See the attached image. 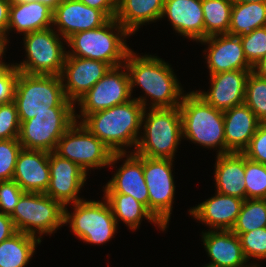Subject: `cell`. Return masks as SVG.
Segmentation results:
<instances>
[{"label": "cell", "instance_id": "obj_49", "mask_svg": "<svg viewBox=\"0 0 266 267\" xmlns=\"http://www.w3.org/2000/svg\"><path fill=\"white\" fill-rule=\"evenodd\" d=\"M10 4L26 3L34 0H8Z\"/></svg>", "mask_w": 266, "mask_h": 267}, {"label": "cell", "instance_id": "obj_50", "mask_svg": "<svg viewBox=\"0 0 266 267\" xmlns=\"http://www.w3.org/2000/svg\"><path fill=\"white\" fill-rule=\"evenodd\" d=\"M203 267H215V266L206 264V265H204Z\"/></svg>", "mask_w": 266, "mask_h": 267}, {"label": "cell", "instance_id": "obj_4", "mask_svg": "<svg viewBox=\"0 0 266 267\" xmlns=\"http://www.w3.org/2000/svg\"><path fill=\"white\" fill-rule=\"evenodd\" d=\"M141 128L143 132L132 152L149 158L175 159L183 139L179 107L144 109Z\"/></svg>", "mask_w": 266, "mask_h": 267}, {"label": "cell", "instance_id": "obj_21", "mask_svg": "<svg viewBox=\"0 0 266 267\" xmlns=\"http://www.w3.org/2000/svg\"><path fill=\"white\" fill-rule=\"evenodd\" d=\"M215 196L190 208L189 215L209 230H231L240 213L243 199L215 192Z\"/></svg>", "mask_w": 266, "mask_h": 267}, {"label": "cell", "instance_id": "obj_29", "mask_svg": "<svg viewBox=\"0 0 266 267\" xmlns=\"http://www.w3.org/2000/svg\"><path fill=\"white\" fill-rule=\"evenodd\" d=\"M41 244L38 237L17 231L0 243V267H25Z\"/></svg>", "mask_w": 266, "mask_h": 267}, {"label": "cell", "instance_id": "obj_38", "mask_svg": "<svg viewBox=\"0 0 266 267\" xmlns=\"http://www.w3.org/2000/svg\"><path fill=\"white\" fill-rule=\"evenodd\" d=\"M20 121L14 101L0 104V140L18 138Z\"/></svg>", "mask_w": 266, "mask_h": 267}, {"label": "cell", "instance_id": "obj_31", "mask_svg": "<svg viewBox=\"0 0 266 267\" xmlns=\"http://www.w3.org/2000/svg\"><path fill=\"white\" fill-rule=\"evenodd\" d=\"M232 7V0H202L205 38L228 34Z\"/></svg>", "mask_w": 266, "mask_h": 267}, {"label": "cell", "instance_id": "obj_18", "mask_svg": "<svg viewBox=\"0 0 266 267\" xmlns=\"http://www.w3.org/2000/svg\"><path fill=\"white\" fill-rule=\"evenodd\" d=\"M252 70H232L210 75V91L196 93L215 109L225 111L244 103L246 81Z\"/></svg>", "mask_w": 266, "mask_h": 267}, {"label": "cell", "instance_id": "obj_3", "mask_svg": "<svg viewBox=\"0 0 266 267\" xmlns=\"http://www.w3.org/2000/svg\"><path fill=\"white\" fill-rule=\"evenodd\" d=\"M116 31V32H115ZM131 34L115 19H110L101 27L78 32L66 39V56L99 60L108 63L112 68L124 65L131 50L126 38Z\"/></svg>", "mask_w": 266, "mask_h": 267}, {"label": "cell", "instance_id": "obj_39", "mask_svg": "<svg viewBox=\"0 0 266 267\" xmlns=\"http://www.w3.org/2000/svg\"><path fill=\"white\" fill-rule=\"evenodd\" d=\"M18 72L14 64L0 62V104L14 101Z\"/></svg>", "mask_w": 266, "mask_h": 267}, {"label": "cell", "instance_id": "obj_5", "mask_svg": "<svg viewBox=\"0 0 266 267\" xmlns=\"http://www.w3.org/2000/svg\"><path fill=\"white\" fill-rule=\"evenodd\" d=\"M182 138L226 154L223 111L208 104L196 91L185 93L179 105ZM218 148V149H217Z\"/></svg>", "mask_w": 266, "mask_h": 267}, {"label": "cell", "instance_id": "obj_45", "mask_svg": "<svg viewBox=\"0 0 266 267\" xmlns=\"http://www.w3.org/2000/svg\"><path fill=\"white\" fill-rule=\"evenodd\" d=\"M252 72L259 77L266 79V55L252 66Z\"/></svg>", "mask_w": 266, "mask_h": 267}, {"label": "cell", "instance_id": "obj_16", "mask_svg": "<svg viewBox=\"0 0 266 267\" xmlns=\"http://www.w3.org/2000/svg\"><path fill=\"white\" fill-rule=\"evenodd\" d=\"M199 43L208 44V48L203 52L209 75L232 70H252V66L245 58L239 36L217 34L208 36Z\"/></svg>", "mask_w": 266, "mask_h": 267}, {"label": "cell", "instance_id": "obj_48", "mask_svg": "<svg viewBox=\"0 0 266 267\" xmlns=\"http://www.w3.org/2000/svg\"><path fill=\"white\" fill-rule=\"evenodd\" d=\"M233 3L266 2V0H232Z\"/></svg>", "mask_w": 266, "mask_h": 267}, {"label": "cell", "instance_id": "obj_34", "mask_svg": "<svg viewBox=\"0 0 266 267\" xmlns=\"http://www.w3.org/2000/svg\"><path fill=\"white\" fill-rule=\"evenodd\" d=\"M246 199H266V165L245 156Z\"/></svg>", "mask_w": 266, "mask_h": 267}, {"label": "cell", "instance_id": "obj_13", "mask_svg": "<svg viewBox=\"0 0 266 267\" xmlns=\"http://www.w3.org/2000/svg\"><path fill=\"white\" fill-rule=\"evenodd\" d=\"M132 98L125 65L113 67L75 103L81 108V115L75 113L76 121L81 122L89 114L123 104Z\"/></svg>", "mask_w": 266, "mask_h": 267}, {"label": "cell", "instance_id": "obj_42", "mask_svg": "<svg viewBox=\"0 0 266 267\" xmlns=\"http://www.w3.org/2000/svg\"><path fill=\"white\" fill-rule=\"evenodd\" d=\"M85 5L101 10L109 19L116 17L118 0H79Z\"/></svg>", "mask_w": 266, "mask_h": 267}, {"label": "cell", "instance_id": "obj_11", "mask_svg": "<svg viewBox=\"0 0 266 267\" xmlns=\"http://www.w3.org/2000/svg\"><path fill=\"white\" fill-rule=\"evenodd\" d=\"M75 107H52L20 123L18 141L22 148L55 151L59 139L76 122Z\"/></svg>", "mask_w": 266, "mask_h": 267}, {"label": "cell", "instance_id": "obj_2", "mask_svg": "<svg viewBox=\"0 0 266 267\" xmlns=\"http://www.w3.org/2000/svg\"><path fill=\"white\" fill-rule=\"evenodd\" d=\"M144 107L134 98L87 115L81 123L114 153H131L141 133ZM140 131V132H139ZM126 147V149H125Z\"/></svg>", "mask_w": 266, "mask_h": 267}, {"label": "cell", "instance_id": "obj_12", "mask_svg": "<svg viewBox=\"0 0 266 267\" xmlns=\"http://www.w3.org/2000/svg\"><path fill=\"white\" fill-rule=\"evenodd\" d=\"M173 161L143 156V174L149 194L148 210L166 229L175 199Z\"/></svg>", "mask_w": 266, "mask_h": 267}, {"label": "cell", "instance_id": "obj_19", "mask_svg": "<svg viewBox=\"0 0 266 267\" xmlns=\"http://www.w3.org/2000/svg\"><path fill=\"white\" fill-rule=\"evenodd\" d=\"M202 242L211 260L208 265L215 267H261V264L247 263L241 241L231 230H208L203 232Z\"/></svg>", "mask_w": 266, "mask_h": 267}, {"label": "cell", "instance_id": "obj_17", "mask_svg": "<svg viewBox=\"0 0 266 267\" xmlns=\"http://www.w3.org/2000/svg\"><path fill=\"white\" fill-rule=\"evenodd\" d=\"M110 19L96 8L79 0H63L53 11V28L67 39L78 32L92 30L106 24Z\"/></svg>", "mask_w": 266, "mask_h": 267}, {"label": "cell", "instance_id": "obj_15", "mask_svg": "<svg viewBox=\"0 0 266 267\" xmlns=\"http://www.w3.org/2000/svg\"><path fill=\"white\" fill-rule=\"evenodd\" d=\"M111 68L108 63L103 61L66 56L60 74L66 98L75 104Z\"/></svg>", "mask_w": 266, "mask_h": 267}, {"label": "cell", "instance_id": "obj_7", "mask_svg": "<svg viewBox=\"0 0 266 267\" xmlns=\"http://www.w3.org/2000/svg\"><path fill=\"white\" fill-rule=\"evenodd\" d=\"M60 157L77 164L86 173L90 169L115 167L125 153H114L81 122L76 121L59 139L54 151Z\"/></svg>", "mask_w": 266, "mask_h": 267}, {"label": "cell", "instance_id": "obj_26", "mask_svg": "<svg viewBox=\"0 0 266 267\" xmlns=\"http://www.w3.org/2000/svg\"><path fill=\"white\" fill-rule=\"evenodd\" d=\"M53 11L39 1L11 4L9 14V24L7 29V45L9 43L8 34L11 31L22 35L53 27Z\"/></svg>", "mask_w": 266, "mask_h": 267}, {"label": "cell", "instance_id": "obj_10", "mask_svg": "<svg viewBox=\"0 0 266 267\" xmlns=\"http://www.w3.org/2000/svg\"><path fill=\"white\" fill-rule=\"evenodd\" d=\"M26 59L14 66L27 74L60 76L67 55L64 39L53 27L23 35ZM64 41V43H63Z\"/></svg>", "mask_w": 266, "mask_h": 267}, {"label": "cell", "instance_id": "obj_1", "mask_svg": "<svg viewBox=\"0 0 266 267\" xmlns=\"http://www.w3.org/2000/svg\"><path fill=\"white\" fill-rule=\"evenodd\" d=\"M124 65L129 74L131 95L136 86L144 91V96L134 99L145 109L148 98L151 103L148 108L179 107L185 93L169 63L154 55L139 56L131 49Z\"/></svg>", "mask_w": 266, "mask_h": 267}, {"label": "cell", "instance_id": "obj_8", "mask_svg": "<svg viewBox=\"0 0 266 267\" xmlns=\"http://www.w3.org/2000/svg\"><path fill=\"white\" fill-rule=\"evenodd\" d=\"M10 218L17 231L40 240L42 235L50 236L65 226L64 206L45 193L24 192Z\"/></svg>", "mask_w": 266, "mask_h": 267}, {"label": "cell", "instance_id": "obj_22", "mask_svg": "<svg viewBox=\"0 0 266 267\" xmlns=\"http://www.w3.org/2000/svg\"><path fill=\"white\" fill-rule=\"evenodd\" d=\"M164 16L183 37L196 42L205 39L202 0H164Z\"/></svg>", "mask_w": 266, "mask_h": 267}, {"label": "cell", "instance_id": "obj_20", "mask_svg": "<svg viewBox=\"0 0 266 267\" xmlns=\"http://www.w3.org/2000/svg\"><path fill=\"white\" fill-rule=\"evenodd\" d=\"M13 180L24 192L45 193L50 181L49 152L22 148Z\"/></svg>", "mask_w": 266, "mask_h": 267}, {"label": "cell", "instance_id": "obj_24", "mask_svg": "<svg viewBox=\"0 0 266 267\" xmlns=\"http://www.w3.org/2000/svg\"><path fill=\"white\" fill-rule=\"evenodd\" d=\"M226 154L242 153L262 123L245 104L223 111Z\"/></svg>", "mask_w": 266, "mask_h": 267}, {"label": "cell", "instance_id": "obj_37", "mask_svg": "<svg viewBox=\"0 0 266 267\" xmlns=\"http://www.w3.org/2000/svg\"><path fill=\"white\" fill-rule=\"evenodd\" d=\"M245 58L254 66L266 55V26L255 29L251 34L239 36Z\"/></svg>", "mask_w": 266, "mask_h": 267}, {"label": "cell", "instance_id": "obj_27", "mask_svg": "<svg viewBox=\"0 0 266 267\" xmlns=\"http://www.w3.org/2000/svg\"><path fill=\"white\" fill-rule=\"evenodd\" d=\"M163 8L164 0H118L115 19L134 35L140 26L162 19Z\"/></svg>", "mask_w": 266, "mask_h": 267}, {"label": "cell", "instance_id": "obj_33", "mask_svg": "<svg viewBox=\"0 0 266 267\" xmlns=\"http://www.w3.org/2000/svg\"><path fill=\"white\" fill-rule=\"evenodd\" d=\"M244 103L262 123H266V79L252 71L247 77Z\"/></svg>", "mask_w": 266, "mask_h": 267}, {"label": "cell", "instance_id": "obj_23", "mask_svg": "<svg viewBox=\"0 0 266 267\" xmlns=\"http://www.w3.org/2000/svg\"><path fill=\"white\" fill-rule=\"evenodd\" d=\"M125 157L124 163L103 186V192L131 195L148 208L149 194L143 174V156L131 152L125 153Z\"/></svg>", "mask_w": 266, "mask_h": 267}, {"label": "cell", "instance_id": "obj_44", "mask_svg": "<svg viewBox=\"0 0 266 267\" xmlns=\"http://www.w3.org/2000/svg\"><path fill=\"white\" fill-rule=\"evenodd\" d=\"M16 232L17 230L10 216L0 212V243L10 238Z\"/></svg>", "mask_w": 266, "mask_h": 267}, {"label": "cell", "instance_id": "obj_47", "mask_svg": "<svg viewBox=\"0 0 266 267\" xmlns=\"http://www.w3.org/2000/svg\"><path fill=\"white\" fill-rule=\"evenodd\" d=\"M6 48L7 47L3 44V41L0 38V62L2 61L3 56L5 55V52L7 51Z\"/></svg>", "mask_w": 266, "mask_h": 267}, {"label": "cell", "instance_id": "obj_25", "mask_svg": "<svg viewBox=\"0 0 266 267\" xmlns=\"http://www.w3.org/2000/svg\"><path fill=\"white\" fill-rule=\"evenodd\" d=\"M214 181L216 192L246 199L245 155L231 152L216 156Z\"/></svg>", "mask_w": 266, "mask_h": 267}, {"label": "cell", "instance_id": "obj_6", "mask_svg": "<svg viewBox=\"0 0 266 267\" xmlns=\"http://www.w3.org/2000/svg\"><path fill=\"white\" fill-rule=\"evenodd\" d=\"M14 102L20 123L39 113L52 112V107H76L66 98L60 76L24 72H18Z\"/></svg>", "mask_w": 266, "mask_h": 267}, {"label": "cell", "instance_id": "obj_36", "mask_svg": "<svg viewBox=\"0 0 266 267\" xmlns=\"http://www.w3.org/2000/svg\"><path fill=\"white\" fill-rule=\"evenodd\" d=\"M21 149L18 138L0 140V181L13 180L16 160Z\"/></svg>", "mask_w": 266, "mask_h": 267}, {"label": "cell", "instance_id": "obj_35", "mask_svg": "<svg viewBox=\"0 0 266 267\" xmlns=\"http://www.w3.org/2000/svg\"><path fill=\"white\" fill-rule=\"evenodd\" d=\"M241 246L246 259L258 260L266 259V227L254 229L240 236Z\"/></svg>", "mask_w": 266, "mask_h": 267}, {"label": "cell", "instance_id": "obj_40", "mask_svg": "<svg viewBox=\"0 0 266 267\" xmlns=\"http://www.w3.org/2000/svg\"><path fill=\"white\" fill-rule=\"evenodd\" d=\"M24 191L14 181H0V212L11 215Z\"/></svg>", "mask_w": 266, "mask_h": 267}, {"label": "cell", "instance_id": "obj_46", "mask_svg": "<svg viewBox=\"0 0 266 267\" xmlns=\"http://www.w3.org/2000/svg\"><path fill=\"white\" fill-rule=\"evenodd\" d=\"M40 3L44 4L48 8H50L52 11L55 10V8L63 1V0H36Z\"/></svg>", "mask_w": 266, "mask_h": 267}, {"label": "cell", "instance_id": "obj_32", "mask_svg": "<svg viewBox=\"0 0 266 267\" xmlns=\"http://www.w3.org/2000/svg\"><path fill=\"white\" fill-rule=\"evenodd\" d=\"M263 227H266V199H245L231 231L240 236Z\"/></svg>", "mask_w": 266, "mask_h": 267}, {"label": "cell", "instance_id": "obj_28", "mask_svg": "<svg viewBox=\"0 0 266 267\" xmlns=\"http://www.w3.org/2000/svg\"><path fill=\"white\" fill-rule=\"evenodd\" d=\"M103 195L111 207L117 225L121 220L130 230L134 231L140 227L142 219L145 218L154 226L156 224L161 231H166V228L153 216L148 208L131 195L120 193H104Z\"/></svg>", "mask_w": 266, "mask_h": 267}, {"label": "cell", "instance_id": "obj_30", "mask_svg": "<svg viewBox=\"0 0 266 267\" xmlns=\"http://www.w3.org/2000/svg\"><path fill=\"white\" fill-rule=\"evenodd\" d=\"M266 26V2L233 3L229 35L246 36Z\"/></svg>", "mask_w": 266, "mask_h": 267}, {"label": "cell", "instance_id": "obj_41", "mask_svg": "<svg viewBox=\"0 0 266 267\" xmlns=\"http://www.w3.org/2000/svg\"><path fill=\"white\" fill-rule=\"evenodd\" d=\"M248 159L266 165V123H261L242 152Z\"/></svg>", "mask_w": 266, "mask_h": 267}, {"label": "cell", "instance_id": "obj_9", "mask_svg": "<svg viewBox=\"0 0 266 267\" xmlns=\"http://www.w3.org/2000/svg\"><path fill=\"white\" fill-rule=\"evenodd\" d=\"M81 200L72 204L74 211L64 207V224L69 223L73 234L88 244L101 245L117 232V222L107 200Z\"/></svg>", "mask_w": 266, "mask_h": 267}, {"label": "cell", "instance_id": "obj_43", "mask_svg": "<svg viewBox=\"0 0 266 267\" xmlns=\"http://www.w3.org/2000/svg\"><path fill=\"white\" fill-rule=\"evenodd\" d=\"M10 3L8 0H0V38L7 47V29L9 24Z\"/></svg>", "mask_w": 266, "mask_h": 267}, {"label": "cell", "instance_id": "obj_14", "mask_svg": "<svg viewBox=\"0 0 266 267\" xmlns=\"http://www.w3.org/2000/svg\"><path fill=\"white\" fill-rule=\"evenodd\" d=\"M50 181L45 192L64 207L83 200L79 197L81 188L87 181V173L77 164L49 152Z\"/></svg>", "mask_w": 266, "mask_h": 267}]
</instances>
